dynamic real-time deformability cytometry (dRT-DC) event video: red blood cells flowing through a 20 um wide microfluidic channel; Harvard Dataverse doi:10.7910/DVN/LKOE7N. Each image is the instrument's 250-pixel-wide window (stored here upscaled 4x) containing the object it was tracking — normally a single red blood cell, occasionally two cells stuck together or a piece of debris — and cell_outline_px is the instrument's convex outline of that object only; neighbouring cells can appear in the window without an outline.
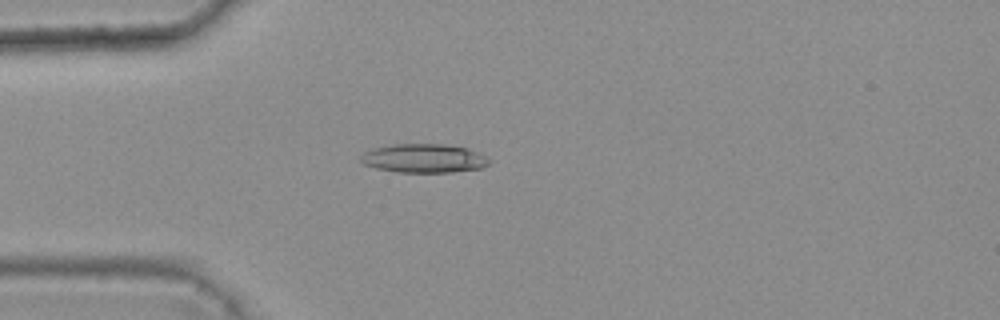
{"species": "common noctule bat (a hibernating species)", "species_latin": "Nyctalus noctula", "temperature_condition": "warm", "stored_images_in_passage": 3, "camera_frame_rate_fps": 3000, "um_per_image_px": 0.085, "animal": {"sex": "female", "body_mass_g": 25.1}, "frame": {"image": 1, "passage_image": 3, "time_ms": 0.667, "image_size_px": [1000, 320], "cell_outline_px": [[488, 164], [480, 168], [452, 172], [396, 172], [376, 168], [364, 164], [360, 160], [360, 156], [364, 152], [376, 148], [396, 144], [444, 144], [468, 148], [484, 156], [488, 160]], "centroid_in_image_um": [36.0, 13.46], "position_along_channel_um": 49.0, "area_um2": 21.27}}